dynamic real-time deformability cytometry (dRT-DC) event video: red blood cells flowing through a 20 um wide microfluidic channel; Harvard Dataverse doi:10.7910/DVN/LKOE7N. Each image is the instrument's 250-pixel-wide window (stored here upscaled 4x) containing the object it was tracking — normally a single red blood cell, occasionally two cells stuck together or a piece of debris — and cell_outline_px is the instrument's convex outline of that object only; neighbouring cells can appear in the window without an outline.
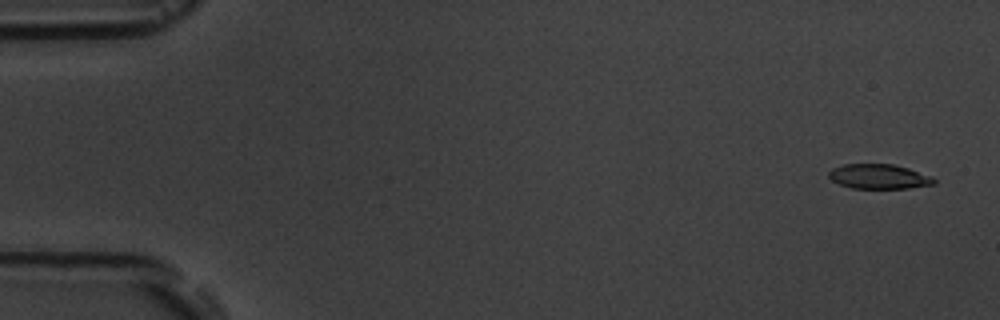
{"species": "common noctule bat (a hibernating species)", "species_latin": "Nyctalus noctula", "temperature_condition": "room temperature", "stored_images_in_passage": 5, "camera_frame_rate_fps": 3000, "um_per_image_px": 0.085, "animal": {"sex": "male", "body_mass_g": 19.5, "forearm_length_mm": 54.6}, "frame": {"image": 1, "passage_image": 1, "time_ms": 0.0, "image_size_px": [1000, 320], "cell_outline_px": [[936, 184], [908, 188], [852, 188], [840, 184], [832, 180], [828, 176], [828, 172], [832, 168], [844, 164], [892, 164], [908, 168], [932, 176], [936, 180]], "centroid_in_image_um": [74.72, 15.0], "position_along_channel_um": 10.3, "area_um2": 15.14}}
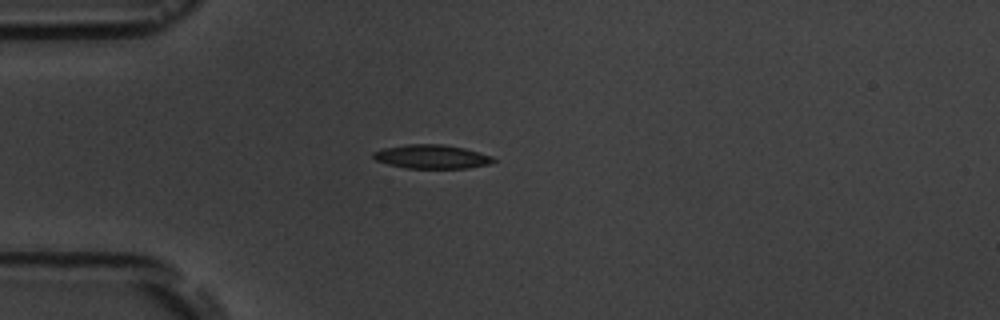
{"frame": {"image": 2, "passage_image": 5, "time_ms": 4.333, "image_size_px": [1000, 320], "cell_outline_px": [[496, 160], [488, 164], [468, 168], [408, 168], [388, 164], [376, 160], [372, 156], [372, 152], [384, 148], [408, 144], [440, 144], [464, 148], [492, 156]], "centroid_in_image_um": [36.68, 13.31], "position_along_channel_um": 48.3, "area_um2": 16.53}}